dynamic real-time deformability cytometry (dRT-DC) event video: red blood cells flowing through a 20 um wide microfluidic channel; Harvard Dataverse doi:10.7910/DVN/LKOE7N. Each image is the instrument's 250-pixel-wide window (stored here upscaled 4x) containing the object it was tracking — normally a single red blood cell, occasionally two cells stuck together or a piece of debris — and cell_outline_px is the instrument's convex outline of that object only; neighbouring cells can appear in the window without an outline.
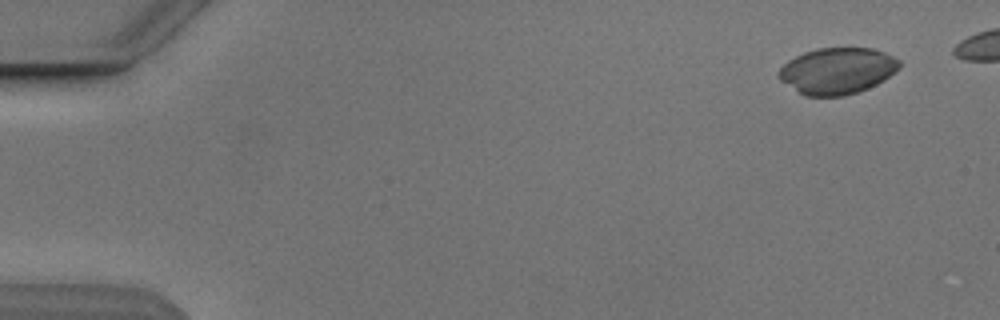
{"species": "Egyptian fruit bat (a non-hibernating species)", "species_latin": "Rousettus aegyptiacus", "temperature_condition": "cold", "stored_images_in_passage": 3, "camera_frame_rate_fps": 3000, "um_per_image_px": 0.085, "animal": {"sex": "male"}, "frame": {"image": 1, "passage_image": 3, "time_ms": 2.333, "image_size_px": [1000, 320], "cell_outline_px": [[900, 68], [884, 80], [868, 88], [844, 96], [804, 96], [780, 80], [776, 76], [776, 72], [788, 60], [804, 52], [816, 48], [872, 48], [884, 52], [900, 60]], "centroid_in_image_um": [71.15, 6.02], "position_along_channel_um": 13.9, "area_um2": 32.71}}